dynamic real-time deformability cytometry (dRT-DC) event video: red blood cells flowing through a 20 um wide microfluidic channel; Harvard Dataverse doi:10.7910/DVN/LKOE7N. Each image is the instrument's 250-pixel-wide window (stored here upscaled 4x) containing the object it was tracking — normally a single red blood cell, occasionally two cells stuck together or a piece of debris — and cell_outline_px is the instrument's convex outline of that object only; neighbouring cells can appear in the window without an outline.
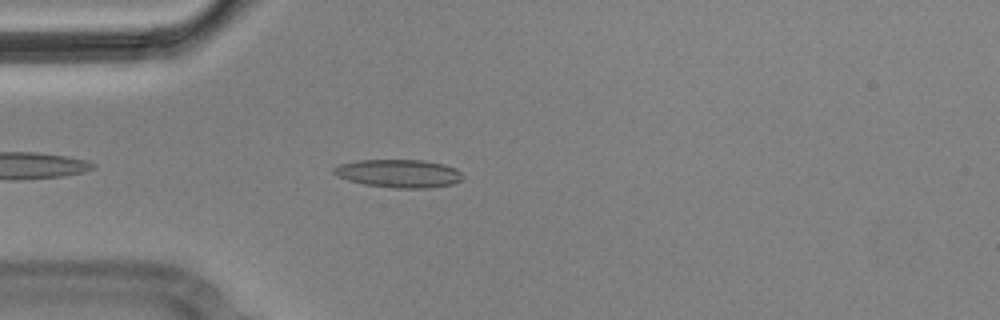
{"species": "Egyptian fruit bat (a non-hibernating species)", "species_latin": "Rousettus aegyptiacus", "temperature_condition": "cold", "stored_images_in_passage": 4, "camera_frame_rate_fps": 3000, "um_per_image_px": 0.085, "animal": {"sex": "male"}, "frame": {"image": 1, "passage_image": 4, "time_ms": 1.0, "image_size_px": [1000, 320], "cell_outline_px": [[464, 176], [460, 180], [452, 184], [428, 188], [392, 188], [364, 184], [348, 180], [336, 176], [332, 172], [332, 168], [340, 164], [360, 160], [424, 160], [444, 164], [456, 168]], "centroid_in_image_um": [33.89, 14.74], "position_along_channel_um": 51.1, "area_um2": 21.21}}